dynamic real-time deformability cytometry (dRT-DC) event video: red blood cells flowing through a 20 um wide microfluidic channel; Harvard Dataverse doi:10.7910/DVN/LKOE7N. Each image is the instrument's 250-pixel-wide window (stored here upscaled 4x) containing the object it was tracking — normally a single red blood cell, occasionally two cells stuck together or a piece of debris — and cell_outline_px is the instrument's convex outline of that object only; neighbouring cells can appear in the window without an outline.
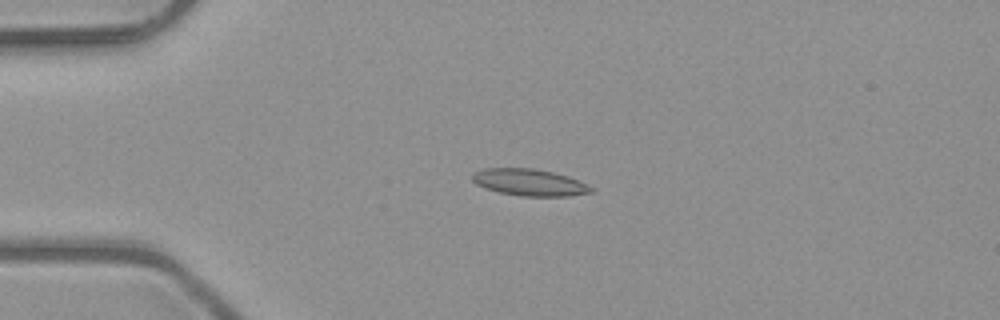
{"species": "common noctule bat (a hibernating species)", "species_latin": "Nyctalus noctula", "temperature_condition": "room temperature", "stored_images_in_passage": 4, "camera_frame_rate_fps": 3000, "um_per_image_px": 0.085, "animal": {"sex": "male", "body_mass_g": 23.1, "forearm_length_mm": 52.7}, "frame": {"image": 1, "passage_image": 3, "time_ms": 0.667, "image_size_px": [1000, 320], "cell_outline_px": [[596, 188], [592, 192], [568, 196], [520, 196], [500, 192], [484, 188], [476, 184], [472, 180], [472, 172], [484, 168], [536, 168], [568, 176], [580, 180]], "centroid_in_image_um": [45.02, 15.5], "position_along_channel_um": 40.0, "area_um2": 18.79}}